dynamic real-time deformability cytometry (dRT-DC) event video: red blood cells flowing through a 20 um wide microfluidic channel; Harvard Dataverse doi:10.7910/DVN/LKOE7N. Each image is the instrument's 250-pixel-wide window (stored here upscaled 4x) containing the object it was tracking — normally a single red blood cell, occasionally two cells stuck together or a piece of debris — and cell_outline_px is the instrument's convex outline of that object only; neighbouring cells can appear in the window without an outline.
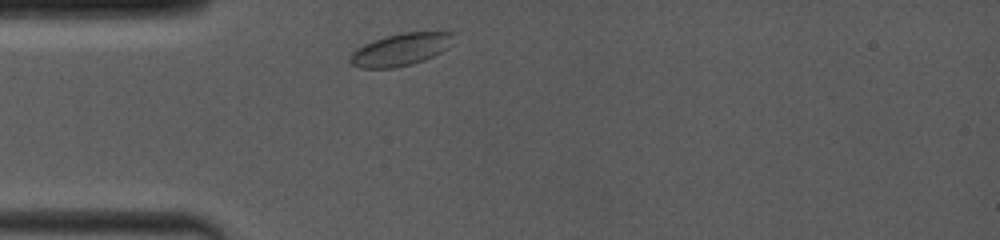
{"species": "common noctule bat (a hibernating species)", "species_latin": "Nyctalus noctula", "temperature_condition": "room temperature", "stored_images_in_passage": 4, "camera_frame_rate_fps": 4000, "um_per_image_px": 0.085, "animal": {"sex": "female", "body_mass_g": 19.0, "forearm_length_mm": 53.3}, "frame": {"image": 1, "passage_image": 1, "time_ms": 0.0, "image_size_px": [1000, 240], "cell_outline_px": [[456, 32], [448, 48], [424, 60], [412, 64], [392, 68], [360, 68], [352, 64], [348, 60], [348, 56], [352, 52], [364, 44], [384, 36], [404, 32]], "centroid_in_image_um": [34.03, 4.21], "position_along_channel_um": 51.0, "area_um2": 19.48}}
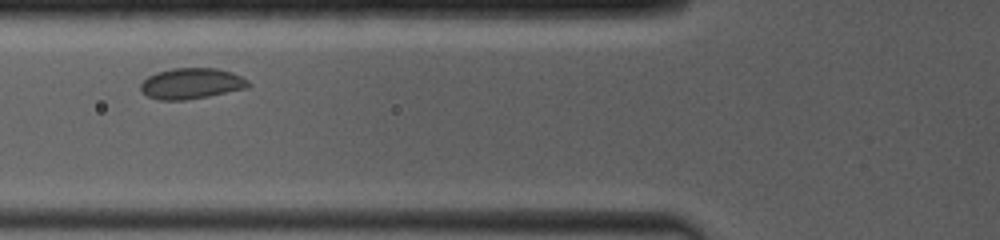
{"frame": {"image": 2, "passage_image": 3, "time_ms": 1.75, "image_size_px": [1000, 240], "cell_outline_px": [[252, 84], [248, 88], [208, 96], [184, 100], [160, 100], [148, 96], [140, 88], [140, 84], [148, 76], [156, 72], [172, 68], [216, 68], [232, 72], [248, 80]], "centroid_in_image_um": [16.29, 7.09], "position_along_channel_um": 109.5, "area_um2": 19.36}}